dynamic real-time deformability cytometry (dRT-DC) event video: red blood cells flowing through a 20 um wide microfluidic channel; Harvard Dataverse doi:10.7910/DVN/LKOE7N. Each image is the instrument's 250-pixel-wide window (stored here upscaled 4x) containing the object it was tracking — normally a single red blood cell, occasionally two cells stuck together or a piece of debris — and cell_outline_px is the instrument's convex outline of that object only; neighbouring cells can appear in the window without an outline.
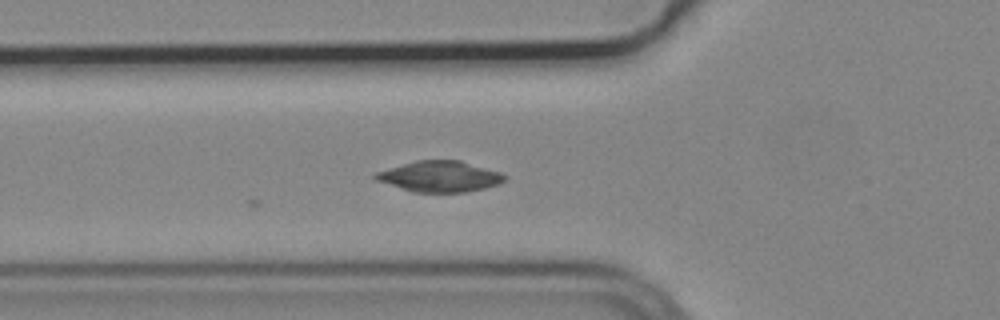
{"species": "common noctule bat (a hibernating species)", "species_latin": "Nyctalus noctula", "temperature_condition": "cold", "stored_images_in_passage": 5, "camera_frame_rate_fps": 3000, "um_per_image_px": 0.085, "animal": {"sex": "male", "body_mass_g": 19.2, "forearm_length_mm": 51.8}, "frame": {"image": 1, "passage_image": 5, "time_ms": 1.333, "image_size_px": [1000, 320], "cell_outline_px": [[508, 180], [500, 184], [484, 188], [464, 192], [412, 192], [376, 180], [372, 176], [376, 172], [416, 160], [460, 160], [500, 172], [508, 176]], "centroid_in_image_um": [37.42, 15.0], "position_along_channel_um": 88.4, "area_um2": 23.24}}